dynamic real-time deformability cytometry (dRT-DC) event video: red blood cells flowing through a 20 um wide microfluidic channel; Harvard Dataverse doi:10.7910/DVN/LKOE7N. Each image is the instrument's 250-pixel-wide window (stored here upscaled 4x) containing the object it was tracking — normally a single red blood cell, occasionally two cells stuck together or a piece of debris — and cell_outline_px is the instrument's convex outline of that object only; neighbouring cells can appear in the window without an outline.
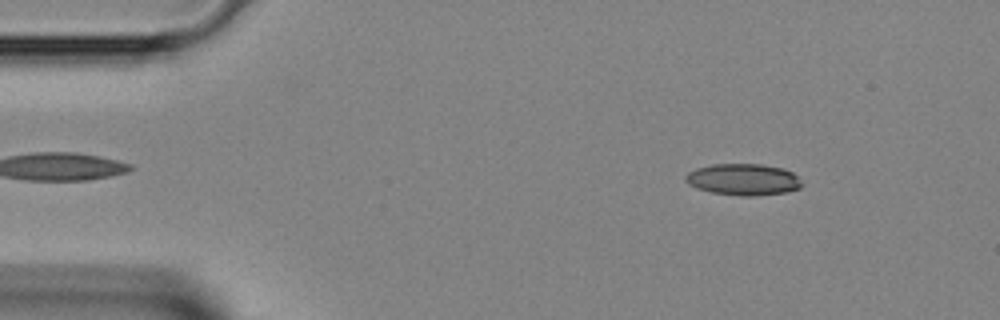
{"species": "Egyptian fruit bat (a non-hibernating species)", "species_latin": "Rousettus aegyptiacus", "temperature_condition": "room temperature", "stored_images_in_passage": 39, "camera_frame_rate_fps": 3000, "um_per_image_px": 0.085, "animal": {"sex": "female"}, "frame": {"image": 1, "passage_image": 2, "time_ms": 0.333, "image_size_px": [1000, 320], "cell_outline_px": [[804, 184], [800, 188], [784, 192], [756, 196], [740, 196], [712, 192], [696, 188], [688, 184], [684, 180], [684, 176], [688, 172], [696, 168], [712, 164], [760, 164], [784, 168], [792, 172]], "centroid_in_image_um": [63.16, 15.25], "position_along_channel_um": 21.8, "area_um2": 21.5}}
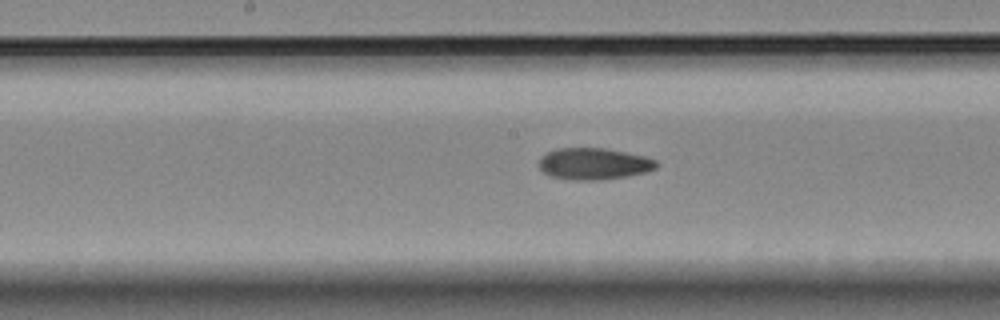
{"frame": {"image": 2, "passage_image": 18, "time_ms": 5.667, "image_size_px": [1000, 320], "cell_outline_px": [[656, 168], [644, 172], [628, 176], [604, 180], [572, 180], [552, 176], [544, 172], [540, 168], [540, 156], [556, 148], [604, 148], [644, 156], [656, 160]], "centroid_in_image_um": [50.46, 13.92], "position_along_channel_um": 197.7, "area_um2": 21.5}}
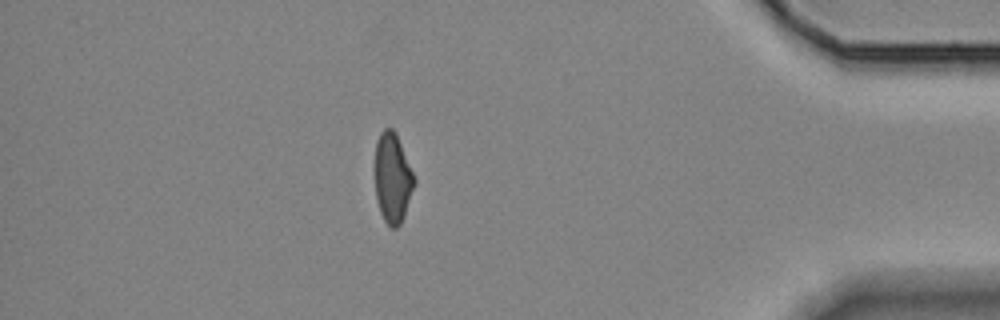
{"frame": {"image": 3, "passage_image": 34, "time_ms": 11.0, "image_size_px": [1000, 320], "cell_outline_px": [[416, 184], [404, 216], [400, 224], [396, 228], [392, 228], [384, 220], [380, 212], [376, 196], [372, 168], [376, 140], [380, 132], [384, 128], [392, 128], [396, 132], [416, 180]], "centroid_in_image_um": [33.33, 15.09], "position_along_channel_um": 401.9, "area_um2": 21.33}}